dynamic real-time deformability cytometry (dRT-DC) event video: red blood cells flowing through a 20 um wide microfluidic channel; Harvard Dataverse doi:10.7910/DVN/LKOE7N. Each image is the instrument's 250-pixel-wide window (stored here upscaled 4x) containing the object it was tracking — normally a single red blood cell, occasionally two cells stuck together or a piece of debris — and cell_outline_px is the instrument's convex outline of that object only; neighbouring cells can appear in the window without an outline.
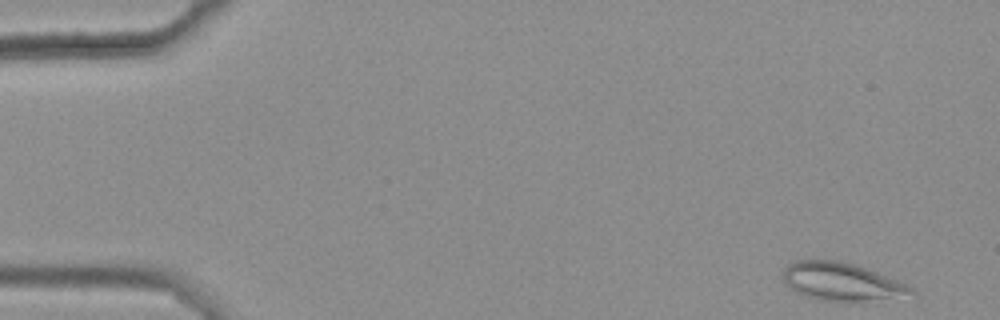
{"species": "common noctule bat (a hibernating species)", "species_latin": "Nyctalus noctula", "temperature_condition": "warm", "stored_images_in_passage": 44, "camera_frame_rate_fps": 3000, "um_per_image_px": 0.085, "animal": {"sex": "female", "body_mass_g": 25.1}, "frame": {"image": 1, "passage_image": 1, "time_ms": 0.0, "image_size_px": [1000, 320], "cell_outline_px": [[916, 296], [856, 304], [844, 304], [820, 300], [796, 292], [788, 288], [784, 284], [784, 268], [792, 260], [840, 260], [876, 272], [896, 280], [912, 288], [916, 292]], "centroid_in_image_um": [71.59, 24.01], "position_along_channel_um": 13.4, "area_um2": 29.42}}
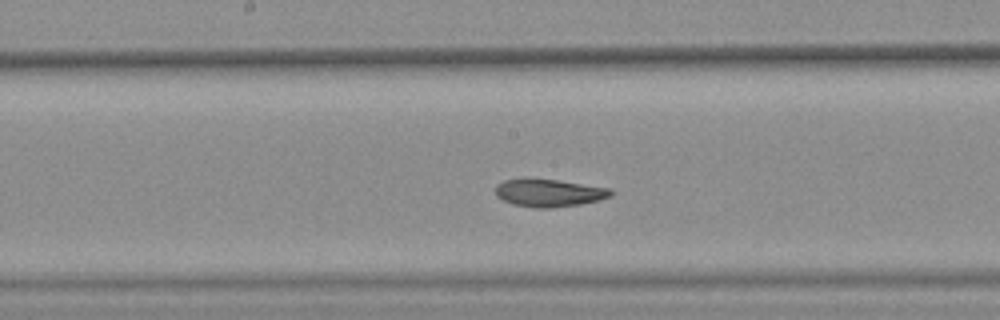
{"frame": {"image": 2, "passage_image": 27, "time_ms": 8.667, "image_size_px": [1000, 320], "cell_outline_px": [[616, 192], [612, 196], [600, 200], [580, 204], [552, 208], [536, 208], [512, 204], [496, 196], [496, 184], [504, 180], [524, 176], [556, 180], [612, 188]], "centroid_in_image_um": [46.67, 16.37], "position_along_channel_um": 201.5, "area_um2": 19.19}}
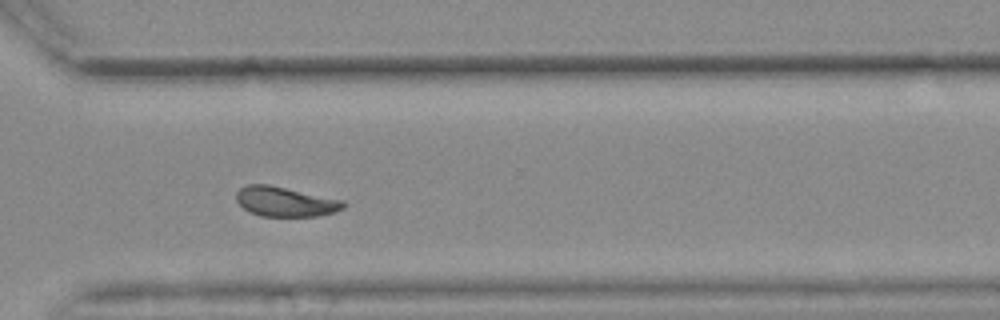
{"frame": {"image": 3, "passage_image": 39, "time_ms": 12.667, "image_size_px": [1000, 320], "cell_outline_px": [[344, 208], [336, 212], [316, 216], [260, 216], [248, 212], [236, 200], [236, 192], [240, 188], [248, 184], [268, 184], [344, 200]], "centroid_in_image_um": [24.23, 17.14], "position_along_channel_um": 346.4, "area_um2": 18.61}, "authors_computed_cell_mechanics": {"area_um2": 19.1896, "velocity_mm_per_s": 3.6091, "shape_relaxation_time_tau1_ms": 6.2032, "shape_relaxation_time_tau2_ms": 2.2668, "deformation_change_tau1": 0.1677, "deformation_change_tau2": 0.0879}}